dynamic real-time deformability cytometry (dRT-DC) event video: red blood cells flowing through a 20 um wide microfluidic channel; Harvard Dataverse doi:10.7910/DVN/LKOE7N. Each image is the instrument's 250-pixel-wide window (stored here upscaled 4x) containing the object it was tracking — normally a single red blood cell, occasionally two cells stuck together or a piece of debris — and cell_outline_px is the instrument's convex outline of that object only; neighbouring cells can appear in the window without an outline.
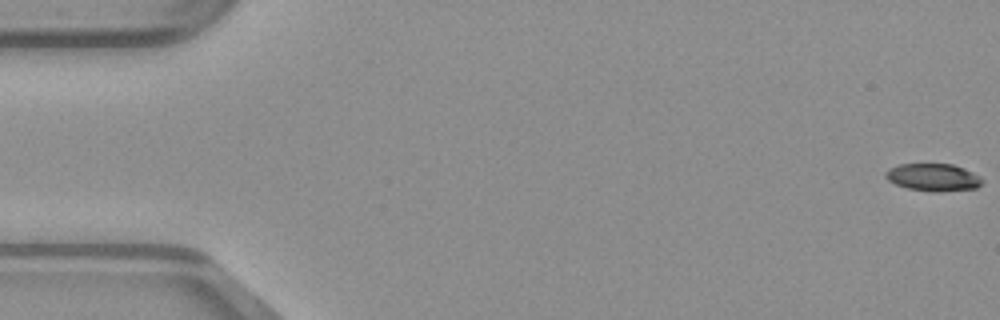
{"species": "common noctule bat (a hibernating species)", "species_latin": "Nyctalus noctula", "temperature_condition": "warm", "stored_images_in_passage": 50, "camera_frame_rate_fps": 3000, "um_per_image_px": 0.085, "animal": {"sex": "male", "body_mass_g": 23.1, "forearm_length_mm": 52.7}, "frame": {"image": 1, "passage_image": 1, "time_ms": 0.0, "image_size_px": [1000, 320], "cell_outline_px": [[984, 180], [976, 188], [936, 192], [932, 192], [908, 188], [896, 184], [888, 180], [884, 176], [884, 172], [888, 168], [900, 164], [952, 164], [964, 168], [980, 176]], "centroid_in_image_um": [79.3, 15.07], "position_along_channel_um": 5.7, "area_um2": 15.49}}
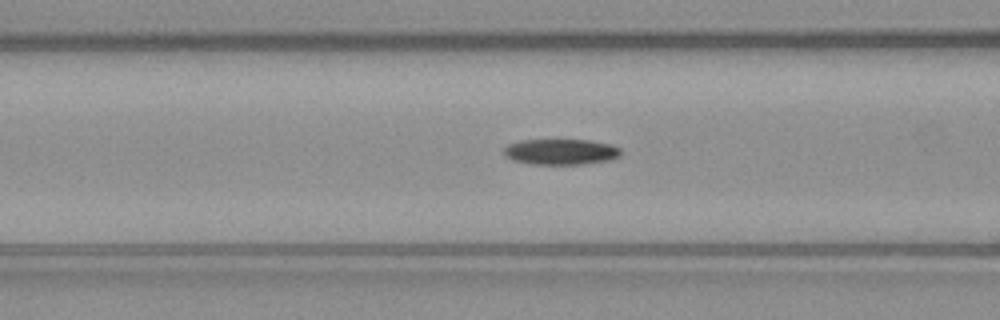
{"frame": {"image": 2, "passage_image": 20, "time_ms": 6.333, "image_size_px": [1000, 320], "cell_outline_px": [[620, 156], [612, 160], [584, 164], [532, 164], [512, 160], [504, 156], [504, 148], [508, 144], [520, 140], [592, 140], [612, 144], [620, 148]], "centroid_in_image_um": [47.69, 12.9], "position_along_channel_um": 118.9, "area_um2": 17.74}}
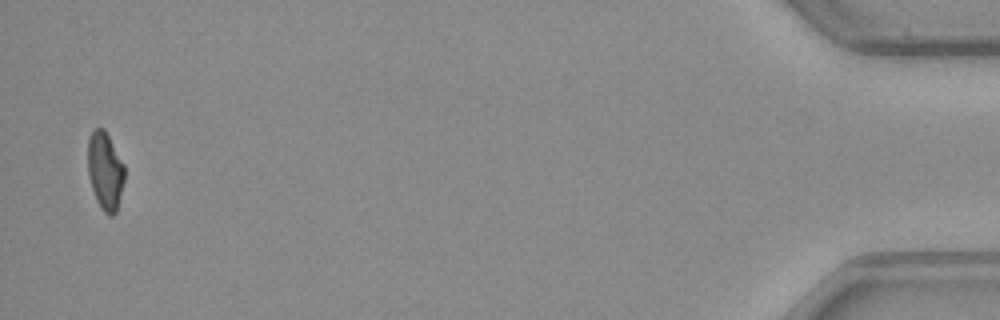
{"frame": {"image": 3, "passage_image": 49, "time_ms": 16.0, "image_size_px": [1000, 320], "cell_outline_px": [[124, 180], [116, 212], [112, 216], [108, 216], [104, 212], [96, 200], [88, 176], [88, 140], [92, 132], [96, 128], [104, 128], [124, 164]], "centroid_in_image_um": [8.93, 14.54], "position_along_channel_um": 426.3, "area_um2": 16.53}}